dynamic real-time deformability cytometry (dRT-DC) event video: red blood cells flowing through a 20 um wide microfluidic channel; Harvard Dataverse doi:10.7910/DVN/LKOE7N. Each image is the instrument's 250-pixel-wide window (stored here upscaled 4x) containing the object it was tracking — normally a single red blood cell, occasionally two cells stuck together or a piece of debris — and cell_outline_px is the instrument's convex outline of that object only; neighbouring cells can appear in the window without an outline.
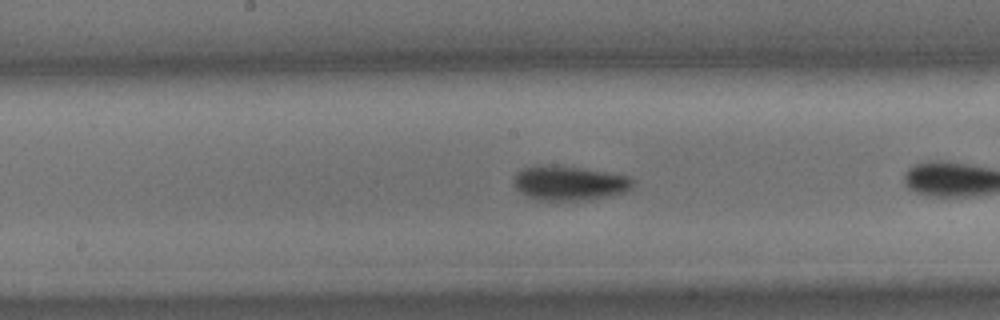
{"species": "common noctule bat (a hibernating species)", "species_latin": "Nyctalus noctula", "temperature_condition": "cold", "stored_images_in_passage": 27, "camera_frame_rate_fps": 3000, "um_per_image_px": 0.085, "animal": {"sex": "male", "body_mass_g": 15.6}, "frame": {"image": 1, "passage_image": 12, "time_ms": 3.667, "image_size_px": [1000, 320], "cell_outline_px": [[632, 184], [624, 192], [588, 200], [536, 200], [520, 192], [512, 184], [512, 180], [516, 172], [524, 168], [584, 168], [628, 176], [632, 180]], "centroid_in_image_um": [48.36, 15.61], "position_along_channel_um": 199.8, "area_um2": 22.95}}